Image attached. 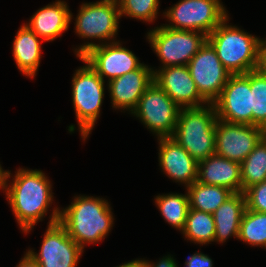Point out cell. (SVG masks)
<instances>
[{
    "label": "cell",
    "mask_w": 266,
    "mask_h": 267,
    "mask_svg": "<svg viewBox=\"0 0 266 267\" xmlns=\"http://www.w3.org/2000/svg\"><path fill=\"white\" fill-rule=\"evenodd\" d=\"M264 137L266 138V129L264 130Z\"/></svg>",
    "instance_id": "36"
},
{
    "label": "cell",
    "mask_w": 266,
    "mask_h": 267,
    "mask_svg": "<svg viewBox=\"0 0 266 267\" xmlns=\"http://www.w3.org/2000/svg\"><path fill=\"white\" fill-rule=\"evenodd\" d=\"M176 259L173 258L170 254L167 256H163V258L159 259V261L151 262L145 259H139V267H178L175 261Z\"/></svg>",
    "instance_id": "31"
},
{
    "label": "cell",
    "mask_w": 266,
    "mask_h": 267,
    "mask_svg": "<svg viewBox=\"0 0 266 267\" xmlns=\"http://www.w3.org/2000/svg\"><path fill=\"white\" fill-rule=\"evenodd\" d=\"M197 182L242 192L241 165L216 154L198 162Z\"/></svg>",
    "instance_id": "19"
},
{
    "label": "cell",
    "mask_w": 266,
    "mask_h": 267,
    "mask_svg": "<svg viewBox=\"0 0 266 267\" xmlns=\"http://www.w3.org/2000/svg\"><path fill=\"white\" fill-rule=\"evenodd\" d=\"M109 203L103 197L74 196L71 204L60 210L59 223L82 249L87 244L99 243L114 224Z\"/></svg>",
    "instance_id": "2"
},
{
    "label": "cell",
    "mask_w": 266,
    "mask_h": 267,
    "mask_svg": "<svg viewBox=\"0 0 266 267\" xmlns=\"http://www.w3.org/2000/svg\"><path fill=\"white\" fill-rule=\"evenodd\" d=\"M187 66L200 95L209 104H213L232 75L231 72L223 66L207 40Z\"/></svg>",
    "instance_id": "11"
},
{
    "label": "cell",
    "mask_w": 266,
    "mask_h": 267,
    "mask_svg": "<svg viewBox=\"0 0 266 267\" xmlns=\"http://www.w3.org/2000/svg\"><path fill=\"white\" fill-rule=\"evenodd\" d=\"M181 232L185 239L195 244L206 245L214 242L215 223L213 215L190 208L184 229Z\"/></svg>",
    "instance_id": "24"
},
{
    "label": "cell",
    "mask_w": 266,
    "mask_h": 267,
    "mask_svg": "<svg viewBox=\"0 0 266 267\" xmlns=\"http://www.w3.org/2000/svg\"><path fill=\"white\" fill-rule=\"evenodd\" d=\"M79 59L86 65L75 70L71 84L72 102L78 129L85 142L100 117L105 80L81 57Z\"/></svg>",
    "instance_id": "6"
},
{
    "label": "cell",
    "mask_w": 266,
    "mask_h": 267,
    "mask_svg": "<svg viewBox=\"0 0 266 267\" xmlns=\"http://www.w3.org/2000/svg\"><path fill=\"white\" fill-rule=\"evenodd\" d=\"M226 17L208 36L207 41L215 49L223 66L231 74H246L256 70L260 37L230 25Z\"/></svg>",
    "instance_id": "3"
},
{
    "label": "cell",
    "mask_w": 266,
    "mask_h": 267,
    "mask_svg": "<svg viewBox=\"0 0 266 267\" xmlns=\"http://www.w3.org/2000/svg\"><path fill=\"white\" fill-rule=\"evenodd\" d=\"M122 42L115 41L98 44L84 53L81 58L87 62L104 80L121 77L127 72L138 69L143 63Z\"/></svg>",
    "instance_id": "14"
},
{
    "label": "cell",
    "mask_w": 266,
    "mask_h": 267,
    "mask_svg": "<svg viewBox=\"0 0 266 267\" xmlns=\"http://www.w3.org/2000/svg\"><path fill=\"white\" fill-rule=\"evenodd\" d=\"M11 177V171L3 169L0 189L5 191L20 229L27 234L43 220L54 201L52 183L37 169L19 167L12 182L9 181Z\"/></svg>",
    "instance_id": "1"
},
{
    "label": "cell",
    "mask_w": 266,
    "mask_h": 267,
    "mask_svg": "<svg viewBox=\"0 0 266 267\" xmlns=\"http://www.w3.org/2000/svg\"><path fill=\"white\" fill-rule=\"evenodd\" d=\"M73 14L66 1L56 0L38 9L25 23L42 41H54L67 31Z\"/></svg>",
    "instance_id": "18"
},
{
    "label": "cell",
    "mask_w": 266,
    "mask_h": 267,
    "mask_svg": "<svg viewBox=\"0 0 266 267\" xmlns=\"http://www.w3.org/2000/svg\"><path fill=\"white\" fill-rule=\"evenodd\" d=\"M153 81L180 108H197L209 104L200 95L187 65L155 69L153 70Z\"/></svg>",
    "instance_id": "15"
},
{
    "label": "cell",
    "mask_w": 266,
    "mask_h": 267,
    "mask_svg": "<svg viewBox=\"0 0 266 267\" xmlns=\"http://www.w3.org/2000/svg\"><path fill=\"white\" fill-rule=\"evenodd\" d=\"M186 189L190 208L211 214L234 194L226 187L208 185L197 181L187 186Z\"/></svg>",
    "instance_id": "22"
},
{
    "label": "cell",
    "mask_w": 266,
    "mask_h": 267,
    "mask_svg": "<svg viewBox=\"0 0 266 267\" xmlns=\"http://www.w3.org/2000/svg\"><path fill=\"white\" fill-rule=\"evenodd\" d=\"M180 107L154 81L144 91L132 115L140 119L157 138L172 137Z\"/></svg>",
    "instance_id": "10"
},
{
    "label": "cell",
    "mask_w": 266,
    "mask_h": 267,
    "mask_svg": "<svg viewBox=\"0 0 266 267\" xmlns=\"http://www.w3.org/2000/svg\"><path fill=\"white\" fill-rule=\"evenodd\" d=\"M16 267H40L33 258L26 252Z\"/></svg>",
    "instance_id": "33"
},
{
    "label": "cell",
    "mask_w": 266,
    "mask_h": 267,
    "mask_svg": "<svg viewBox=\"0 0 266 267\" xmlns=\"http://www.w3.org/2000/svg\"><path fill=\"white\" fill-rule=\"evenodd\" d=\"M174 30H193L208 36L226 17L228 12L221 0H180L163 12Z\"/></svg>",
    "instance_id": "8"
},
{
    "label": "cell",
    "mask_w": 266,
    "mask_h": 267,
    "mask_svg": "<svg viewBox=\"0 0 266 267\" xmlns=\"http://www.w3.org/2000/svg\"><path fill=\"white\" fill-rule=\"evenodd\" d=\"M204 33L193 30H174L164 25L147 32V41L163 64L159 68L188 65L206 42Z\"/></svg>",
    "instance_id": "7"
},
{
    "label": "cell",
    "mask_w": 266,
    "mask_h": 267,
    "mask_svg": "<svg viewBox=\"0 0 266 267\" xmlns=\"http://www.w3.org/2000/svg\"><path fill=\"white\" fill-rule=\"evenodd\" d=\"M153 70L143 63L138 69L109 81L107 90L112 107L132 113L144 91L153 83Z\"/></svg>",
    "instance_id": "16"
},
{
    "label": "cell",
    "mask_w": 266,
    "mask_h": 267,
    "mask_svg": "<svg viewBox=\"0 0 266 267\" xmlns=\"http://www.w3.org/2000/svg\"><path fill=\"white\" fill-rule=\"evenodd\" d=\"M154 199L164 220L181 232L190 209L188 193L159 194Z\"/></svg>",
    "instance_id": "23"
},
{
    "label": "cell",
    "mask_w": 266,
    "mask_h": 267,
    "mask_svg": "<svg viewBox=\"0 0 266 267\" xmlns=\"http://www.w3.org/2000/svg\"><path fill=\"white\" fill-rule=\"evenodd\" d=\"M213 104L217 119L252 125L250 71L246 74H232Z\"/></svg>",
    "instance_id": "12"
},
{
    "label": "cell",
    "mask_w": 266,
    "mask_h": 267,
    "mask_svg": "<svg viewBox=\"0 0 266 267\" xmlns=\"http://www.w3.org/2000/svg\"><path fill=\"white\" fill-rule=\"evenodd\" d=\"M243 193L246 209L266 213V180L247 188Z\"/></svg>",
    "instance_id": "29"
},
{
    "label": "cell",
    "mask_w": 266,
    "mask_h": 267,
    "mask_svg": "<svg viewBox=\"0 0 266 267\" xmlns=\"http://www.w3.org/2000/svg\"><path fill=\"white\" fill-rule=\"evenodd\" d=\"M116 267H139V261L138 259H135L132 261H128L127 263L125 262L124 264L122 263V265Z\"/></svg>",
    "instance_id": "34"
},
{
    "label": "cell",
    "mask_w": 266,
    "mask_h": 267,
    "mask_svg": "<svg viewBox=\"0 0 266 267\" xmlns=\"http://www.w3.org/2000/svg\"><path fill=\"white\" fill-rule=\"evenodd\" d=\"M246 210L243 192L234 193L212 214L215 223L214 242L223 243L229 237H239L240 223Z\"/></svg>",
    "instance_id": "21"
},
{
    "label": "cell",
    "mask_w": 266,
    "mask_h": 267,
    "mask_svg": "<svg viewBox=\"0 0 266 267\" xmlns=\"http://www.w3.org/2000/svg\"><path fill=\"white\" fill-rule=\"evenodd\" d=\"M184 264L185 267H213L212 259L201 251L189 256Z\"/></svg>",
    "instance_id": "30"
},
{
    "label": "cell",
    "mask_w": 266,
    "mask_h": 267,
    "mask_svg": "<svg viewBox=\"0 0 266 267\" xmlns=\"http://www.w3.org/2000/svg\"><path fill=\"white\" fill-rule=\"evenodd\" d=\"M252 93V125L266 129V76L250 71Z\"/></svg>",
    "instance_id": "27"
},
{
    "label": "cell",
    "mask_w": 266,
    "mask_h": 267,
    "mask_svg": "<svg viewBox=\"0 0 266 267\" xmlns=\"http://www.w3.org/2000/svg\"><path fill=\"white\" fill-rule=\"evenodd\" d=\"M157 139L158 161L164 174L185 187L197 181L198 162L172 137Z\"/></svg>",
    "instance_id": "17"
},
{
    "label": "cell",
    "mask_w": 266,
    "mask_h": 267,
    "mask_svg": "<svg viewBox=\"0 0 266 267\" xmlns=\"http://www.w3.org/2000/svg\"><path fill=\"white\" fill-rule=\"evenodd\" d=\"M256 70L263 76H266V39L261 41L259 47Z\"/></svg>",
    "instance_id": "32"
},
{
    "label": "cell",
    "mask_w": 266,
    "mask_h": 267,
    "mask_svg": "<svg viewBox=\"0 0 266 267\" xmlns=\"http://www.w3.org/2000/svg\"><path fill=\"white\" fill-rule=\"evenodd\" d=\"M59 208L55 206L49 216L39 253L32 249L27 251L40 267H77L84 252L59 223Z\"/></svg>",
    "instance_id": "9"
},
{
    "label": "cell",
    "mask_w": 266,
    "mask_h": 267,
    "mask_svg": "<svg viewBox=\"0 0 266 267\" xmlns=\"http://www.w3.org/2000/svg\"><path fill=\"white\" fill-rule=\"evenodd\" d=\"M2 173H3V168L0 164V185H1V180H2Z\"/></svg>",
    "instance_id": "35"
},
{
    "label": "cell",
    "mask_w": 266,
    "mask_h": 267,
    "mask_svg": "<svg viewBox=\"0 0 266 267\" xmlns=\"http://www.w3.org/2000/svg\"><path fill=\"white\" fill-rule=\"evenodd\" d=\"M120 17L128 16L144 22H154L158 18L159 0H117Z\"/></svg>",
    "instance_id": "28"
},
{
    "label": "cell",
    "mask_w": 266,
    "mask_h": 267,
    "mask_svg": "<svg viewBox=\"0 0 266 267\" xmlns=\"http://www.w3.org/2000/svg\"><path fill=\"white\" fill-rule=\"evenodd\" d=\"M216 122L214 104L181 108L172 138L199 162L215 154Z\"/></svg>",
    "instance_id": "4"
},
{
    "label": "cell",
    "mask_w": 266,
    "mask_h": 267,
    "mask_svg": "<svg viewBox=\"0 0 266 267\" xmlns=\"http://www.w3.org/2000/svg\"><path fill=\"white\" fill-rule=\"evenodd\" d=\"M240 165L242 192L266 180V138L264 136Z\"/></svg>",
    "instance_id": "25"
},
{
    "label": "cell",
    "mask_w": 266,
    "mask_h": 267,
    "mask_svg": "<svg viewBox=\"0 0 266 267\" xmlns=\"http://www.w3.org/2000/svg\"><path fill=\"white\" fill-rule=\"evenodd\" d=\"M41 39L25 23L20 26L14 38L13 58L18 70L27 77L33 78L39 69L41 50Z\"/></svg>",
    "instance_id": "20"
},
{
    "label": "cell",
    "mask_w": 266,
    "mask_h": 267,
    "mask_svg": "<svg viewBox=\"0 0 266 267\" xmlns=\"http://www.w3.org/2000/svg\"><path fill=\"white\" fill-rule=\"evenodd\" d=\"M263 136L264 129L259 126L217 119L215 154L241 164Z\"/></svg>",
    "instance_id": "13"
},
{
    "label": "cell",
    "mask_w": 266,
    "mask_h": 267,
    "mask_svg": "<svg viewBox=\"0 0 266 267\" xmlns=\"http://www.w3.org/2000/svg\"><path fill=\"white\" fill-rule=\"evenodd\" d=\"M238 240L266 249V213L246 209L240 223Z\"/></svg>",
    "instance_id": "26"
},
{
    "label": "cell",
    "mask_w": 266,
    "mask_h": 267,
    "mask_svg": "<svg viewBox=\"0 0 266 267\" xmlns=\"http://www.w3.org/2000/svg\"><path fill=\"white\" fill-rule=\"evenodd\" d=\"M120 11L117 0H100L96 2L82 3L75 18V33L82 39H91V42H85L78 49L74 50L76 57H81L98 43L92 42L99 40L100 44H106L107 41L115 42L119 29Z\"/></svg>",
    "instance_id": "5"
}]
</instances>
